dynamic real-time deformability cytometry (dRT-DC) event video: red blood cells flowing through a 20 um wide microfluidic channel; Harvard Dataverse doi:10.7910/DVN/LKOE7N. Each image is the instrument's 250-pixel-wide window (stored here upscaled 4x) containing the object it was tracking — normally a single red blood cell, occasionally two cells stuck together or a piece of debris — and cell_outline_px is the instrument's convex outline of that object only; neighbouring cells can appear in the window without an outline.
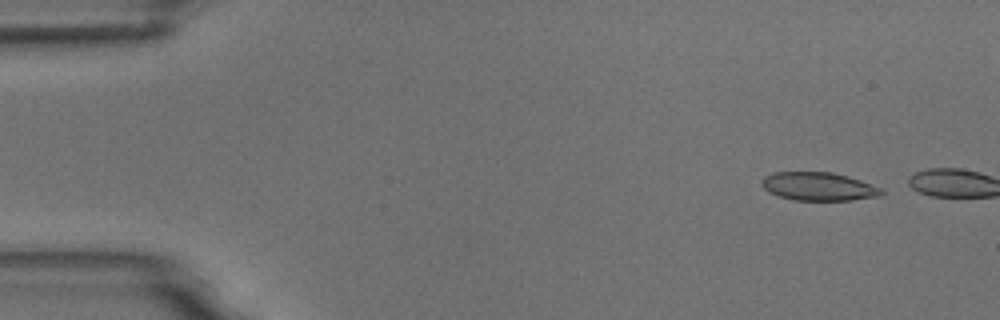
{"species": "common noctule bat (a hibernating species)", "species_latin": "Nyctalus noctula", "temperature_condition": "room temperature", "stored_images_in_passage": 2, "camera_frame_rate_fps": 3000, "um_per_image_px": 0.085, "animal": {"sex": "male", "body_mass_g": 18.8}, "frame": {"image": 1, "passage_image": 1, "time_ms": 0.0, "image_size_px": [1000, 320], "cell_outline_px": [[884, 192], [880, 196], [852, 200], [792, 200], [768, 192], [760, 184], [760, 180], [764, 176], [772, 172], [832, 172], [848, 176], [860, 180], [880, 188]], "centroid_in_image_um": [69.53, 15.84], "position_along_channel_um": 15.5, "area_um2": 19.83}}